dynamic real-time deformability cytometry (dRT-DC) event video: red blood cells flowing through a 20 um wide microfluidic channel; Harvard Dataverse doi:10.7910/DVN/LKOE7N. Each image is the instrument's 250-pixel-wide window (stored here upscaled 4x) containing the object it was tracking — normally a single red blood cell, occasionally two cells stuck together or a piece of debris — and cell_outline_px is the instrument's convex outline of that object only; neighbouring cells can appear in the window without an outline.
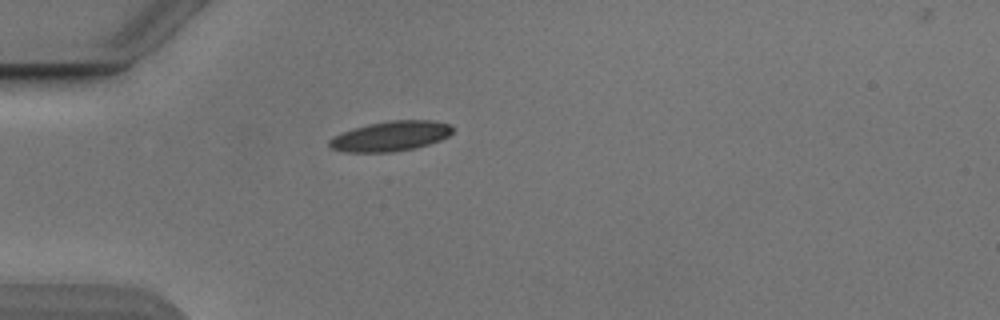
{"species": "Egyptian fruit bat (a non-hibernating species)", "species_latin": "Rousettus aegyptiacus", "temperature_condition": "cold", "stored_images_in_passage": 39, "camera_frame_rate_fps": 3000, "um_per_image_px": 0.085, "animal": {"sex": "male"}, "frame": {"image": 1, "passage_image": 1, "time_ms": 0.0, "image_size_px": [1000, 320], "cell_outline_px": [[452, 132], [448, 136], [440, 140], [416, 148], [392, 152], [344, 152], [332, 148], [328, 144], [328, 140], [332, 136], [352, 128], [368, 124], [392, 120], [432, 120], [452, 124]], "centroid_in_image_um": [33.19, 11.57], "position_along_channel_um": 51.8, "area_um2": 21.68}}
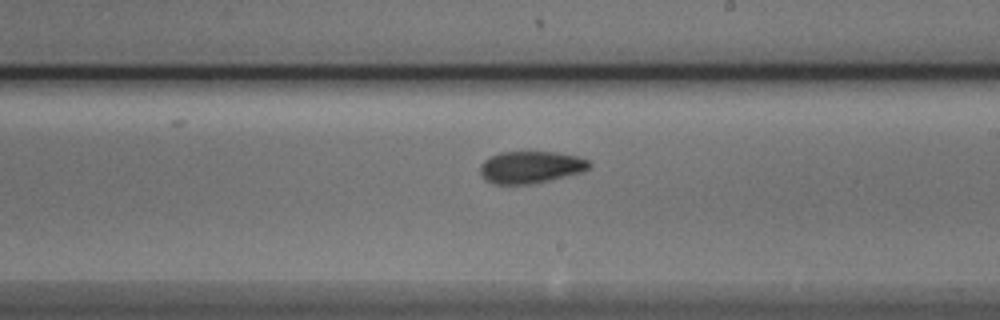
{"frame": {"image": 2, "passage_image": 17, "time_ms": 5.333, "image_size_px": [1000, 320], "cell_outline_px": [[592, 164], [584, 172], [532, 184], [492, 184], [484, 180], [480, 172], [480, 164], [484, 160], [500, 152], [556, 152], [576, 156], [588, 160]], "centroid_in_image_um": [45.1, 14.22], "position_along_channel_um": 243.9, "area_um2": 20.52}}
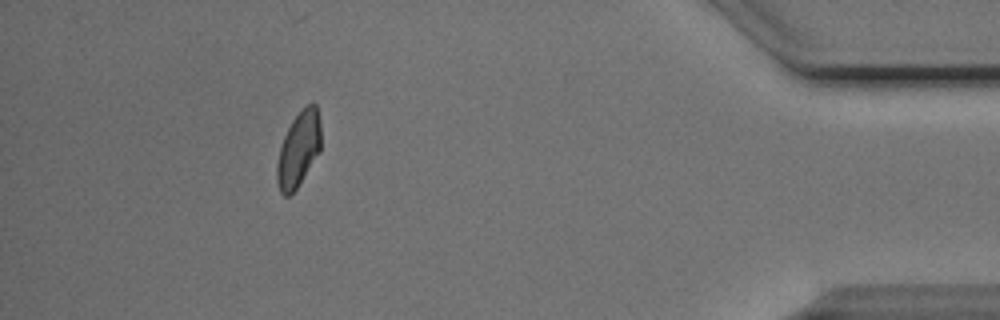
{"frame": {"image": 3, "passage_image": 34, "time_ms": 11.0, "image_size_px": [1000, 320], "cell_outline_px": [[320, 152], [296, 188], [288, 196], [284, 196], [280, 192], [276, 180], [276, 168], [280, 148], [284, 136], [292, 120], [308, 104], [316, 104], [320, 120]], "centroid_in_image_um": [25.37, 12.7], "position_along_channel_um": 409.8, "area_um2": 18.96}, "authors_computed_cell_mechanics": {"area_um2": 20.1722, "velocity_mm_per_s": 3.8579, "shape_relaxation_time_tau1_ms": 7.3758, "shape_relaxation_time_tau2_ms": 4.7489, "deformation_change_tau1": 0.1826, "deformation_change_tau2": 0.0733}}